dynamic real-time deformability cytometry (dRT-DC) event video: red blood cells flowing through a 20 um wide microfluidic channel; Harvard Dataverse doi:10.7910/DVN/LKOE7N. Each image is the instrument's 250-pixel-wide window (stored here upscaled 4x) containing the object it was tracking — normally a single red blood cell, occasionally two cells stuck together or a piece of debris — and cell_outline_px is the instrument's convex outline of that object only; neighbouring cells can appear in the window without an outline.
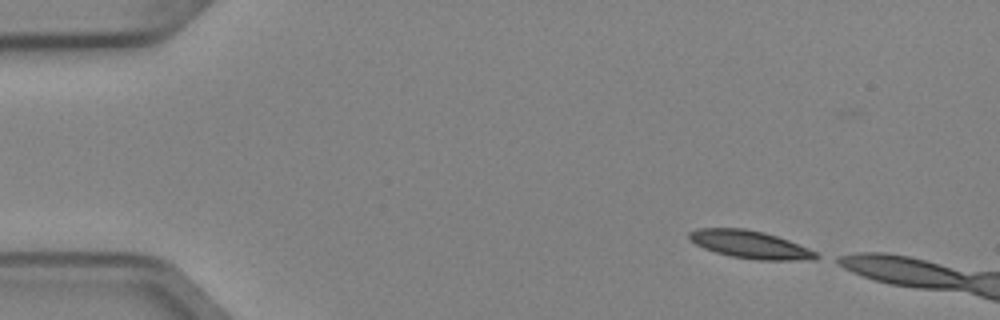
{"species": "Egyptian fruit bat (a non-hibernating species)", "species_latin": "Rousettus aegyptiacus", "temperature_condition": "cold", "stored_images_in_passage": 4, "camera_frame_rate_fps": 3000, "um_per_image_px": 0.085, "animal": {"sex": "female"}, "frame": {"image": 1, "passage_image": 1, "time_ms": 0.0, "image_size_px": [1000, 320], "cell_outline_px": [[824, 256], [816, 260], [756, 260], [732, 256], [716, 252], [704, 248], [688, 240], [688, 232], [696, 228], [744, 228], [764, 232], [788, 240], [808, 248]], "centroid_in_image_um": [63.78, 20.79], "position_along_channel_um": 21.2, "area_um2": 20.69}}